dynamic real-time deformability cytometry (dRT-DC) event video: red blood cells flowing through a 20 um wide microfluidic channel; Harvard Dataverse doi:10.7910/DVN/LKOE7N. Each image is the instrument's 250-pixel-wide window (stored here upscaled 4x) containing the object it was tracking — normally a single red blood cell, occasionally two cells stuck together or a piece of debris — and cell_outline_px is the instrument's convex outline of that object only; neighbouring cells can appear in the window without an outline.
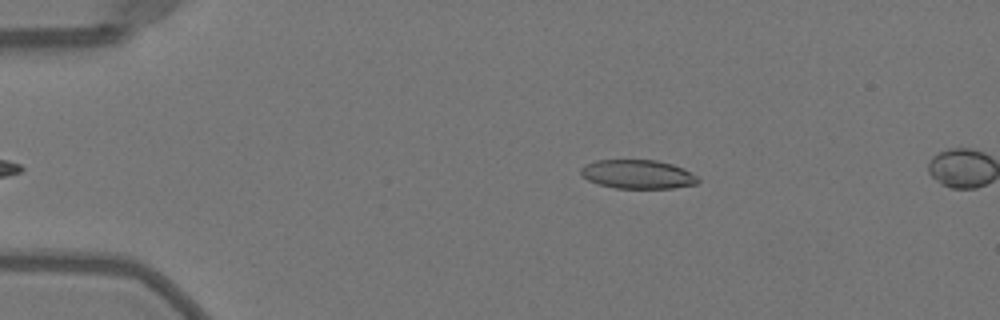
{"species": "Egyptian fruit bat (a non-hibernating species)", "species_latin": "Rousettus aegyptiacus", "temperature_condition": "warm", "stored_images_in_passage": 6, "camera_frame_rate_fps": 3000, "um_per_image_px": 0.085, "animal": {"sex": "female"}, "frame": {"image": 1, "passage_image": 2, "time_ms": 0.333, "image_size_px": [1000, 320], "cell_outline_px": [[700, 180], [696, 184], [672, 188], [616, 188], [600, 184], [588, 180], [580, 172], [580, 168], [596, 160], [656, 160], [672, 164], [684, 168], [696, 176]], "centroid_in_image_um": [54.23, 14.81], "position_along_channel_um": 30.8, "area_um2": 19.54}}